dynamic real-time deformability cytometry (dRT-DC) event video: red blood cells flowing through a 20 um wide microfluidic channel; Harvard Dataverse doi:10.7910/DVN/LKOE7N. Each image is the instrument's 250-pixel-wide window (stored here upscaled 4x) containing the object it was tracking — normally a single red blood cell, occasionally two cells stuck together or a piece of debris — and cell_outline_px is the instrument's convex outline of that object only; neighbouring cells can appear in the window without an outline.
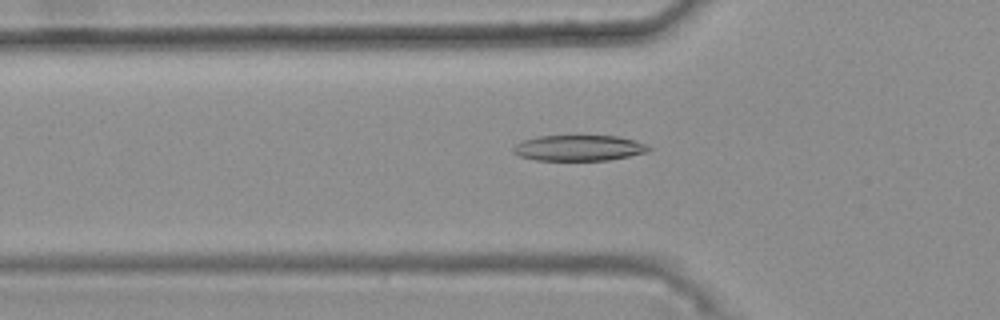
{"species": "common noctule bat (a hibernating species)", "species_latin": "Nyctalus noctula", "temperature_condition": "warm", "stored_images_in_passage": 42, "camera_frame_rate_fps": 3000, "um_per_image_px": 0.085, "animal": {"sex": "female", "body_mass_g": 25.1}, "frame": {"image": 1, "passage_image": 17, "time_ms": 5.333, "image_size_px": [1000, 320], "cell_outline_px": [[652, 148], [648, 152], [608, 160], [536, 160], [520, 156], [512, 152], [512, 148], [516, 144], [524, 140], [540, 136], [616, 136], [636, 140]], "centroid_in_image_um": [49.2, 12.58], "position_along_channel_um": 76.6, "area_um2": 20.17}}
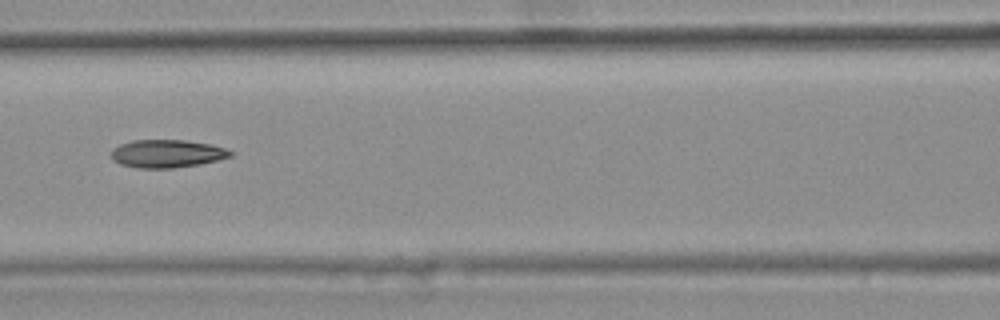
{"frame": {"image": 2, "passage_image": 23, "time_ms": 7.333, "image_size_px": [1000, 320], "cell_outline_px": [[236, 152], [232, 156], [200, 164], [172, 168], [136, 168], [120, 164], [112, 160], [112, 148], [120, 144], [132, 140], [184, 140], [212, 144]], "centroid_in_image_um": [14.19, 13.06], "position_along_channel_um": 152.4, "area_um2": 19.54}}
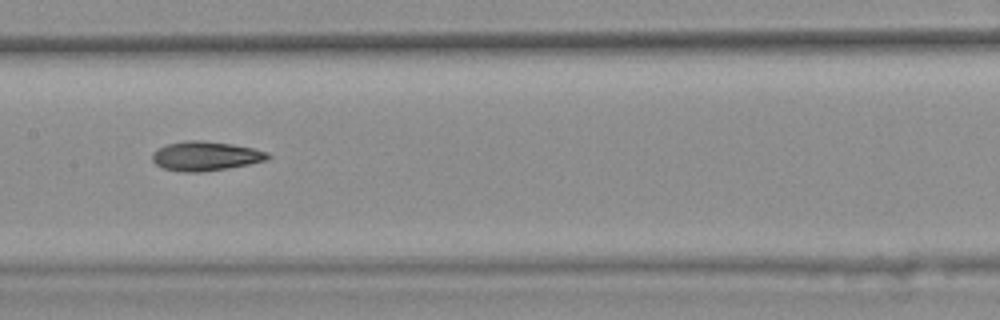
{"frame": {"image": 3, "passage_image": 26, "time_ms": 8.333, "image_size_px": [1000, 320], "cell_outline_px": [[272, 156], [268, 160], [228, 168], [200, 172], [180, 172], [164, 168], [156, 164], [152, 160], [152, 152], [168, 144], [184, 140], [200, 140], [232, 144], [252, 148], [268, 152]], "centroid_in_image_um": [17.48, 13.26], "position_along_channel_um": 189.9, "area_um2": 19.71}, "authors_computed_cell_mechanics": {"area_um2": 19.6809, "velocity_mm_per_s": 3.7579, "shape_relaxation_time_tau1_ms": 8.9431, "shape_relaxation_time_tau2_ms": 6.487, "deformation_change_tau1": 0.2242, "deformation_change_tau2": 0.1653}}